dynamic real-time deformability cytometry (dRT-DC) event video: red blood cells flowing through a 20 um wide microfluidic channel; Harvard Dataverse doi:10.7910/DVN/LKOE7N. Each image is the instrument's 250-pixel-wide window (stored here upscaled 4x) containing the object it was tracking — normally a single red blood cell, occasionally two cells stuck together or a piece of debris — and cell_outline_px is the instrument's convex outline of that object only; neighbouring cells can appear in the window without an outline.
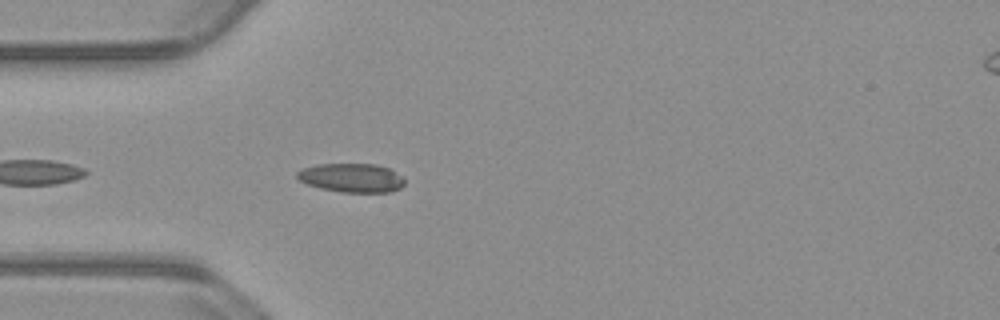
{"species": "common noctule bat (a hibernating species)", "species_latin": "Nyctalus noctula", "temperature_condition": "warm", "stored_images_in_passage": 7, "camera_frame_rate_fps": 3000, "um_per_image_px": 0.085, "animal": {"sex": "male", "body_mass_g": 23.1, "forearm_length_mm": 52.7}, "frame": {"image": 1, "passage_image": 4, "time_ms": 1.0, "image_size_px": [1000, 320], "cell_outline_px": [[404, 184], [400, 188], [392, 192], [340, 192], [320, 188], [308, 184], [300, 180], [296, 176], [296, 172], [304, 168], [316, 164], [376, 164], [388, 168], [404, 176]], "centroid_in_image_um": [29.91, 15.11], "position_along_channel_um": 55.1, "area_um2": 18.15}}